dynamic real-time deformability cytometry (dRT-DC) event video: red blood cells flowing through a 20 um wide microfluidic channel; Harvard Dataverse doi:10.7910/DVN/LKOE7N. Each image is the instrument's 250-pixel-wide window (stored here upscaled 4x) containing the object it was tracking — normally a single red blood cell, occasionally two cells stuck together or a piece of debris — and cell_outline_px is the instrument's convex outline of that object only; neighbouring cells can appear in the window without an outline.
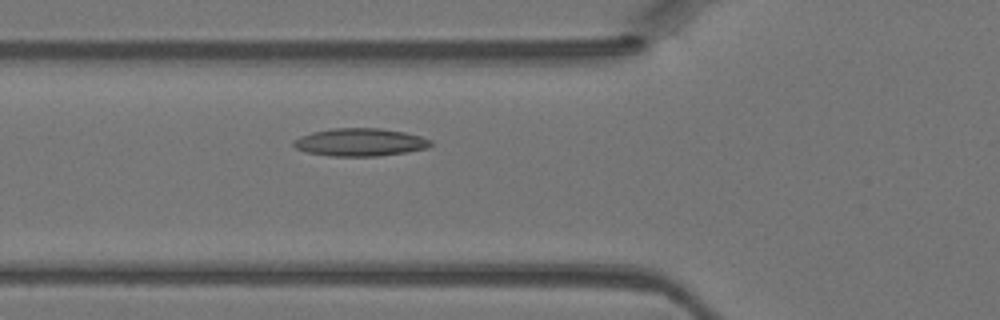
{"species": "Egyptian fruit bat (a non-hibernating species)", "species_latin": "Rousettus aegyptiacus", "temperature_condition": "warm", "stored_images_in_passage": 45, "camera_frame_rate_fps": 3000, "um_per_image_px": 0.085, "animal": {"sex": "female"}, "frame": {"image": 1, "passage_image": 16, "time_ms": 5.0, "image_size_px": [1000, 320], "cell_outline_px": [[432, 144], [428, 148], [408, 152], [380, 156], [328, 156], [308, 152], [296, 148], [292, 144], [292, 140], [300, 136], [312, 132], [332, 128], [380, 128], [404, 132], [420, 136], [432, 140]], "centroid_in_image_um": [30.61, 12.09], "position_along_channel_um": 95.2, "area_um2": 22.37}}
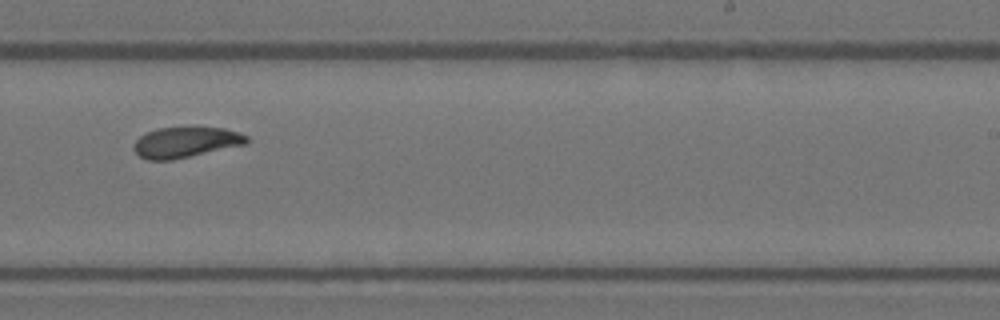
{"frame": {"image": 2, "passage_image": 28, "time_ms": 9.0, "image_size_px": [1000, 320], "cell_outline_px": [[248, 144], [172, 160], [148, 160], [140, 156], [132, 148], [132, 144], [140, 136], [156, 128], [192, 124], [224, 128], [240, 132], [248, 136]], "centroid_in_image_um": [15.82, 12.04], "position_along_channel_um": 273.2, "area_um2": 21.1}}
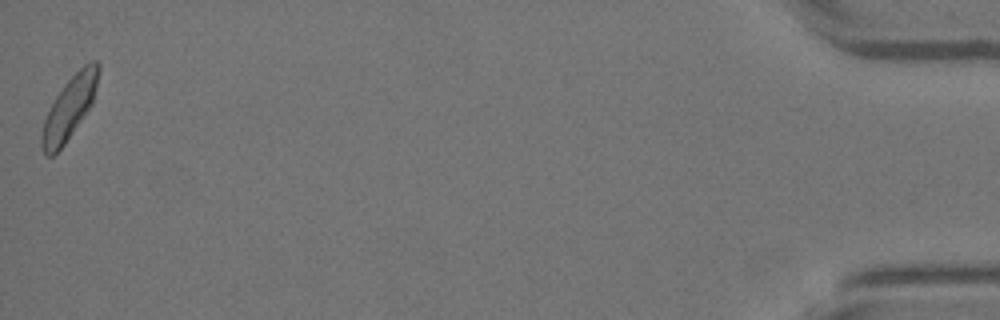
{"frame": {"image": 3, "passage_image": 45, "time_ms": 14.667, "image_size_px": [1000, 320], "cell_outline_px": [[100, 68], [92, 104], [64, 144], [52, 156], [44, 156], [40, 144], [40, 136], [44, 120], [56, 96], [64, 84], [88, 60], [96, 60], [100, 64]], "centroid_in_image_um": [5.89, 9.16], "position_along_channel_um": 429.3, "area_um2": 20.4}}